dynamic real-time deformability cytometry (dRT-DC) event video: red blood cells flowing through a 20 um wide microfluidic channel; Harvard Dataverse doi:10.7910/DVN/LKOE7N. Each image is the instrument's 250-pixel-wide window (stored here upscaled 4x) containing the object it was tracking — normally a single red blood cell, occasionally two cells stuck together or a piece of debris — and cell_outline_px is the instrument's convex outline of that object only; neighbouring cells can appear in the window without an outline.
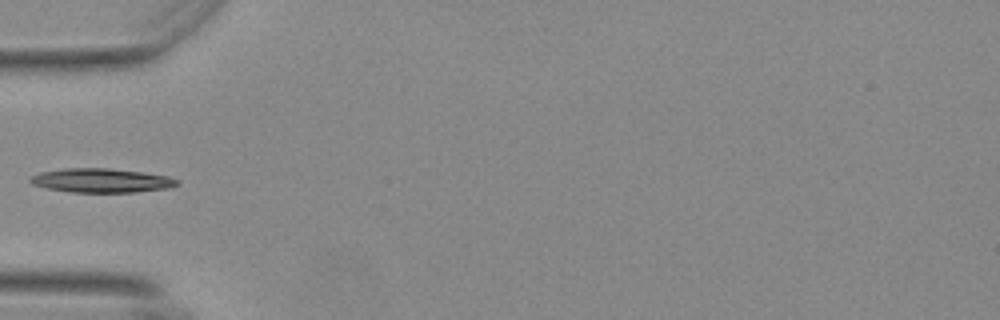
{"species": "Egyptian fruit bat (a non-hibernating species)", "species_latin": "Rousettus aegyptiacus", "temperature_condition": "warm", "stored_images_in_passage": 33, "camera_frame_rate_fps": 3000, "um_per_image_px": 0.085, "animal": {"sex": "female"}, "frame": {"image": 1, "passage_image": 1, "time_ms": 0.0, "image_size_px": [1000, 320], "cell_outline_px": [[180, 184], [168, 188], [136, 192], [72, 192], [48, 188], [32, 184], [28, 180], [32, 176], [40, 172], [64, 168], [108, 168], [144, 172], [168, 176], [176, 180]], "centroid_in_image_um": [8.62, 15.33], "position_along_channel_um": 76.4, "area_um2": 20.52}}
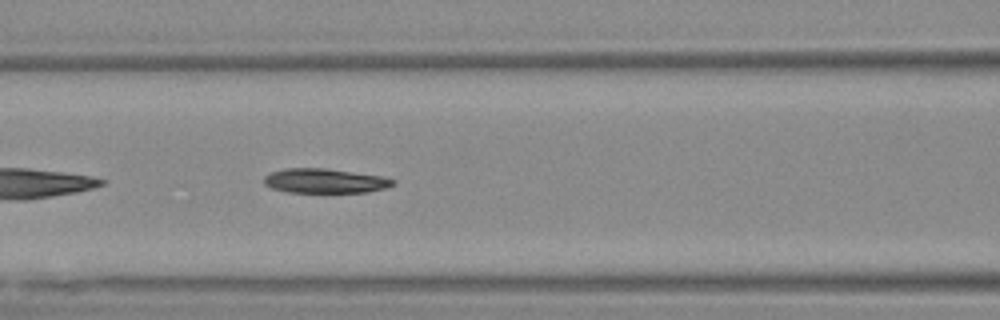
{"frame": {"image": 2, "passage_image": 6, "time_ms": 1.667, "image_size_px": [1000, 320], "cell_outline_px": [[396, 184], [384, 188], [368, 192], [284, 192], [272, 188], [264, 184], [264, 176], [272, 172], [284, 168], [324, 168], [380, 176], [396, 180]], "centroid_in_image_um": [27.59, 15.37], "position_along_channel_um": 139.0, "area_um2": 18.32}}
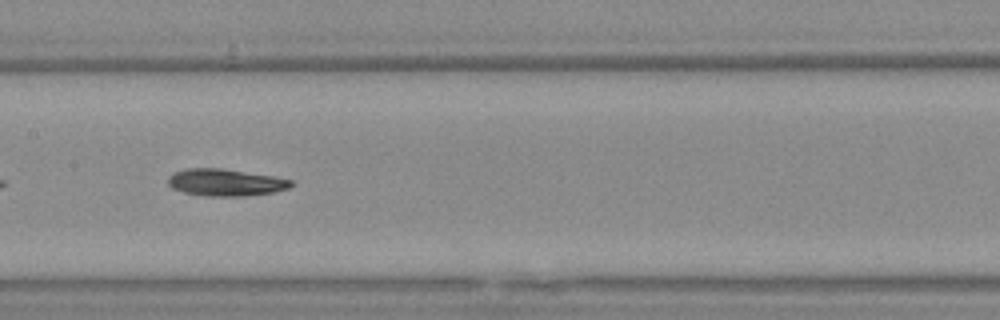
{"frame": {"image": 3, "passage_image": 10, "time_ms": 3.0, "image_size_px": [1000, 320], "cell_outline_px": [[292, 184], [288, 188], [272, 192], [244, 196], [208, 196], [184, 192], [172, 188], [168, 184], [168, 180], [176, 172], [184, 168], [220, 168], [272, 176], [292, 180]], "centroid_in_image_um": [19.16, 15.51], "position_along_channel_um": 188.2, "area_um2": 19.02}}